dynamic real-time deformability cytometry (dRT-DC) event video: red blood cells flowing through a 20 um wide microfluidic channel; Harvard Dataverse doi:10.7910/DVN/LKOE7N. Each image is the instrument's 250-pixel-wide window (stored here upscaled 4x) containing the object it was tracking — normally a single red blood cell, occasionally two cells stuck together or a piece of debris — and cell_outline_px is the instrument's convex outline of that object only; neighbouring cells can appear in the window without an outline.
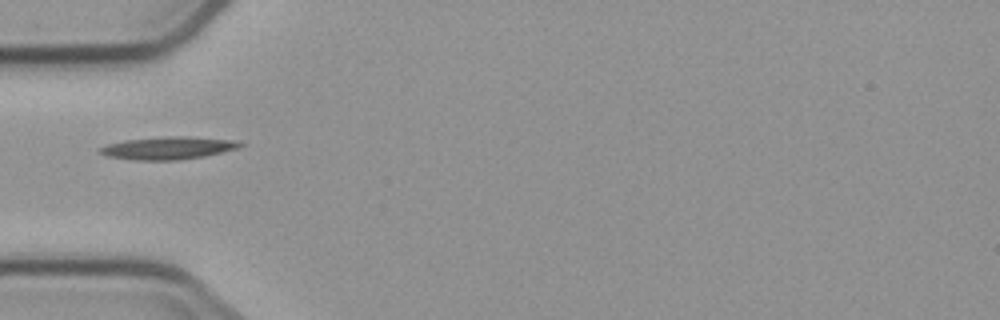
{"species": "common noctule bat (a hibernating species)", "species_latin": "Nyctalus noctula", "temperature_condition": "cold", "stored_images_in_passage": 1, "camera_frame_rate_fps": 3000, "um_per_image_px": 0.085, "animal": {"sex": "male", "body_mass_g": 23.1, "forearm_length_mm": 52.7}, "frame": {"image": 1, "passage_image": 1, "time_ms": 0.0, "image_size_px": [1000, 320], "cell_outline_px": [[244, 144], [236, 148], [204, 156], [176, 160], [136, 160], [108, 156], [96, 152], [100, 148], [108, 144], [124, 140], [164, 136], [184, 136], [236, 140]], "centroid_in_image_um": [14.25, 12.57], "position_along_channel_um": 70.8, "area_um2": 18.32}}